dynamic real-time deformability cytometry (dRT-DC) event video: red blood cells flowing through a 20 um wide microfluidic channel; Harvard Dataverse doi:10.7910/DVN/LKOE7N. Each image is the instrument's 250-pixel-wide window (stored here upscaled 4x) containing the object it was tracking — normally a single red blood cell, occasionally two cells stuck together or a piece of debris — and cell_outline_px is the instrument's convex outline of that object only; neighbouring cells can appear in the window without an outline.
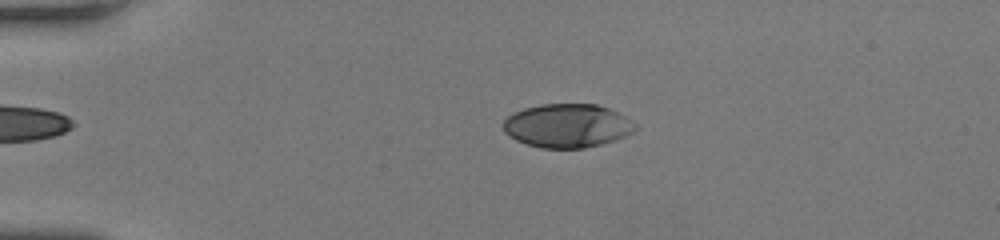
{"species": "human", "species_latin": "Homo sapiens", "temperature_condition": "room temperature", "stored_images_in_passage": 48, "camera_frame_rate_fps": 3000, "um_per_image_px": 0.085, "donor": {"sex": "female"}, "frame": {"image": 1, "passage_image": 10, "time_ms": 3.0, "image_size_px": [1000, 240], "cell_outline_px": [[636, 128], [632, 132], [616, 140], [584, 148], [540, 148], [516, 140], [508, 136], [504, 132], [500, 124], [512, 112], [524, 108], [540, 104], [596, 104], [608, 108], [624, 116], [636, 124]], "centroid_in_image_um": [48.16, 10.68], "position_along_channel_um": 36.8, "area_um2": 33.7}}
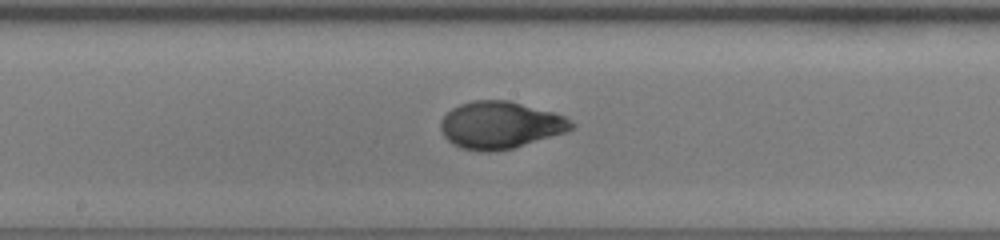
{"frame": {"image": 2, "passage_image": 26, "time_ms": 8.333, "image_size_px": [1000, 240], "cell_outline_px": [[576, 124], [568, 132], [512, 148], [488, 152], [480, 152], [464, 148], [452, 144], [444, 136], [440, 128], [440, 124], [444, 116], [452, 108], [460, 104], [472, 100], [508, 100], [552, 112], [564, 116]], "centroid_in_image_um": [42.52, 10.63], "position_along_channel_um": 205.7, "area_um2": 35.84}}
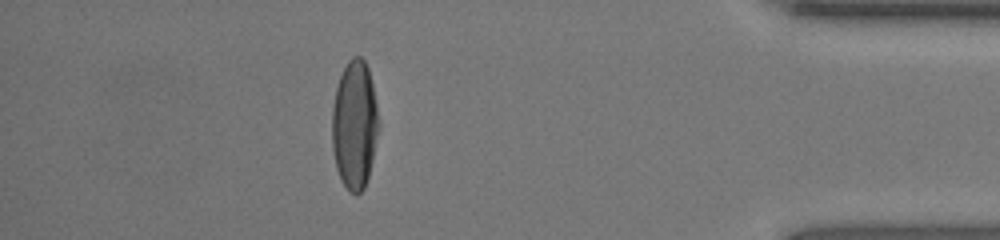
{"frame": {"image": 3, "passage_image": 43, "time_ms": 14.0, "image_size_px": [1000, 240], "cell_outline_px": [[380, 124], [372, 160], [368, 176], [364, 188], [356, 196], [348, 192], [340, 180], [336, 168], [332, 148], [332, 108], [336, 88], [340, 76], [348, 60], [352, 56], [360, 56], [364, 60], [368, 68], [372, 84]], "centroid_in_image_um": [30.13, 10.64], "position_along_channel_um": 405.1, "area_um2": 35.2}, "authors_computed_cell_mechanics": {"area_um2": 35.3736, "velocity_mm_per_s": 4.2065, "shape_relaxation_time_tau1_ms": 5.0399, "shape_relaxation_time_tau2_ms": null, "deformation_change_tau1": 0.241, "deformation_change_tau2": null}}